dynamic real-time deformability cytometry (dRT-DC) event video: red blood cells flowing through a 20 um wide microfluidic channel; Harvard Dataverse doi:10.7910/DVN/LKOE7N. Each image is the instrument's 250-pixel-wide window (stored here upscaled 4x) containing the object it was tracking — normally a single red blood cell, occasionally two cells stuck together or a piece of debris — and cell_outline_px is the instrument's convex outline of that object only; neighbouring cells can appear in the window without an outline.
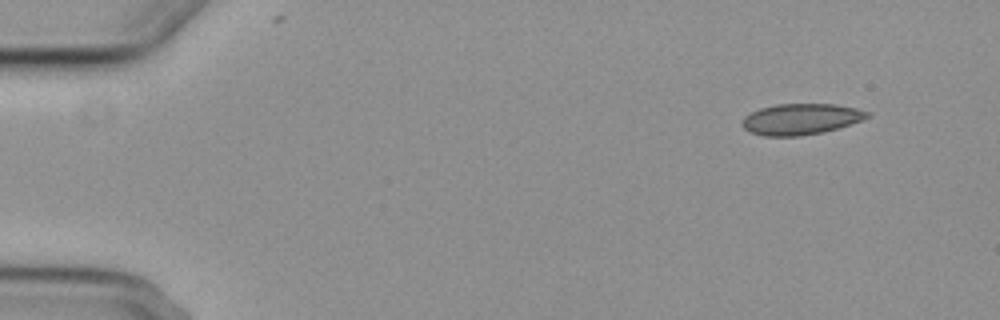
{"species": "common noctule bat (a hibernating species)", "species_latin": "Nyctalus noctula", "temperature_condition": "cold", "stored_images_in_passage": 3, "camera_frame_rate_fps": 3000, "um_per_image_px": 0.085, "animal": {"sex": "female", "body_mass_g": 29.2, "forearm_length_mm": 56.3}, "frame": {"image": 1, "passage_image": 3, "time_ms": 3.0, "image_size_px": [1000, 320], "cell_outline_px": [[872, 116], [836, 128], [820, 132], [796, 136], [764, 136], [752, 132], [744, 128], [740, 124], [744, 116], [760, 108], [776, 104], [836, 104], [856, 108], [868, 112]], "centroid_in_image_um": [68.03, 10.11], "position_along_channel_um": 17.0, "area_um2": 22.31}}